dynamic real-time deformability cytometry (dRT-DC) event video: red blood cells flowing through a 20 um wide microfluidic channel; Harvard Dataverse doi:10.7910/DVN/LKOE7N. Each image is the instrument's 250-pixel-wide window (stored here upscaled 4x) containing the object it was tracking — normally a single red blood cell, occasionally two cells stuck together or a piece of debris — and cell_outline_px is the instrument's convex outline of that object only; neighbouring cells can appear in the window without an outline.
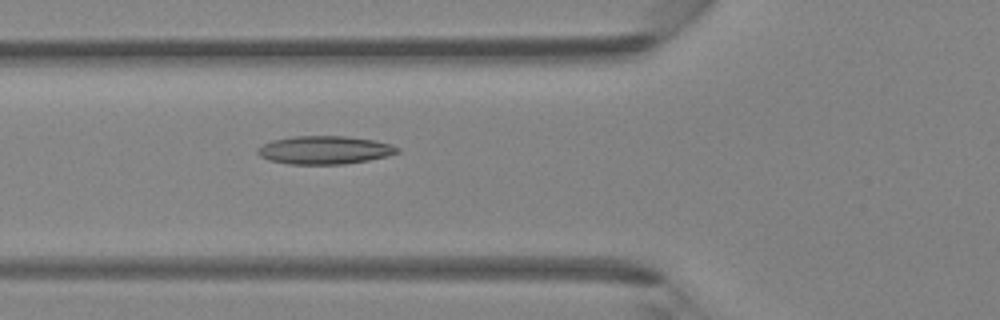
{"species": "Egyptian fruit bat (a non-hibernating species)", "species_latin": "Rousettus aegyptiacus", "temperature_condition": "room temperature", "stored_images_in_passage": 45, "camera_frame_rate_fps": 3000, "um_per_image_px": 0.085, "animal": {"sex": "female"}, "frame": {"image": 1, "passage_image": 16, "time_ms": 5.0, "image_size_px": [1000, 320], "cell_outline_px": [[400, 152], [388, 156], [368, 160], [344, 164], [288, 164], [268, 160], [260, 156], [256, 152], [256, 148], [272, 140], [292, 136], [348, 136], [372, 140], [392, 144], [400, 148]], "centroid_in_image_um": [27.59, 12.75], "position_along_channel_um": 98.2, "area_um2": 23.12}}
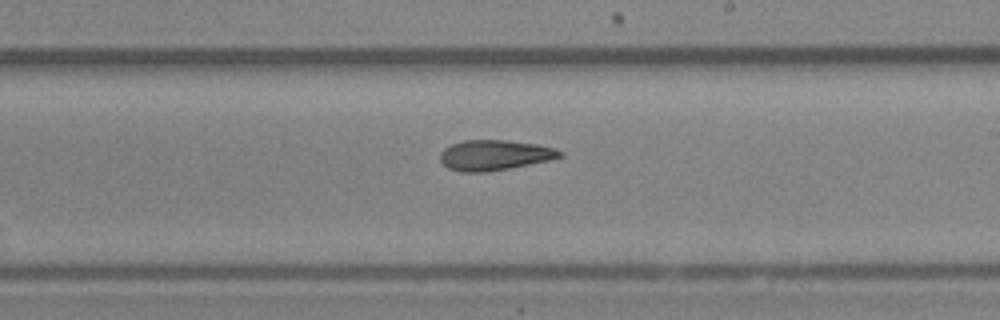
{"frame": {"image": 2, "passage_image": 26, "time_ms": 8.333, "image_size_px": [1000, 320], "cell_outline_px": [[564, 156], [548, 160], [508, 168], [484, 172], [460, 172], [448, 168], [440, 160], [440, 152], [444, 148], [452, 144], [464, 140], [508, 140], [536, 144], [552, 148], [564, 152]], "centroid_in_image_um": [42.01, 13.18], "position_along_channel_um": 247.0, "area_um2": 20.98}}
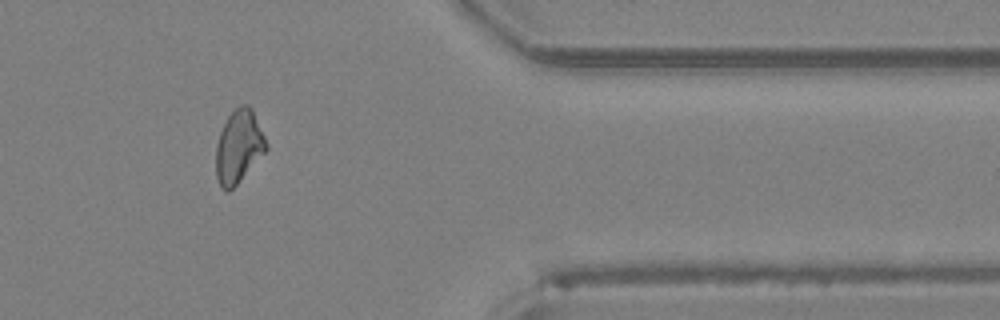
{"frame": {"image": 3, "passage_image": 37, "time_ms": 12.0, "image_size_px": [1000, 320], "cell_outline_px": [[268, 148], [240, 180], [228, 192], [220, 184], [216, 176], [216, 144], [220, 132], [228, 116], [240, 104], [248, 104], [252, 108], [268, 144]], "centroid_in_image_um": [20.29, 12.42], "position_along_channel_um": 391.1, "area_um2": 21.04}}